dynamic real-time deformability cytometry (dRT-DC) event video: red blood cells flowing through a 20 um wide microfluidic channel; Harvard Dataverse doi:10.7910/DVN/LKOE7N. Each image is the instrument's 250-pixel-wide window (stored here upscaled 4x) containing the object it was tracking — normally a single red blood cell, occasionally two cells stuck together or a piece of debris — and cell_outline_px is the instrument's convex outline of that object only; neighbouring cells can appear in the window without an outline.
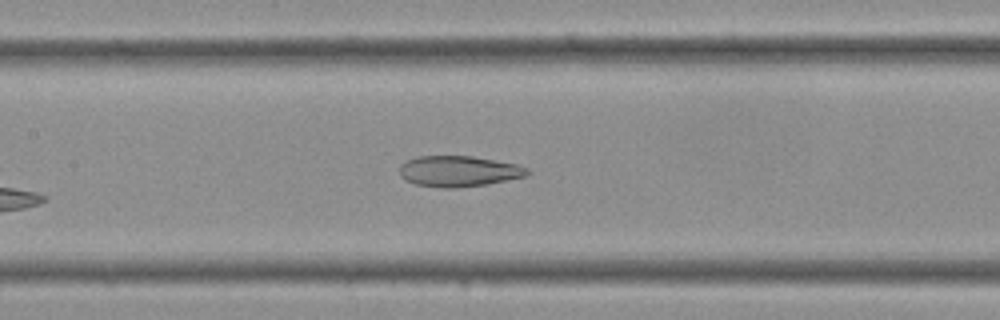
{"species": "Egyptian fruit bat (a non-hibernating species)", "species_latin": "Rousettus aegyptiacus", "temperature_condition": "cold", "stored_images_in_passage": 28, "camera_frame_rate_fps": 3000, "um_per_image_px": 0.085, "frame": {"image": 1, "passage_image": 9, "time_ms": 2.667, "image_size_px": [1000, 320], "cell_outline_px": [[528, 176], [488, 184], [456, 188], [440, 188], [416, 184], [404, 180], [400, 176], [400, 164], [404, 160], [416, 156], [472, 156], [516, 164], [528, 168]], "centroid_in_image_um": [38.95, 14.56], "position_along_channel_um": 168.4, "area_um2": 23.18}}
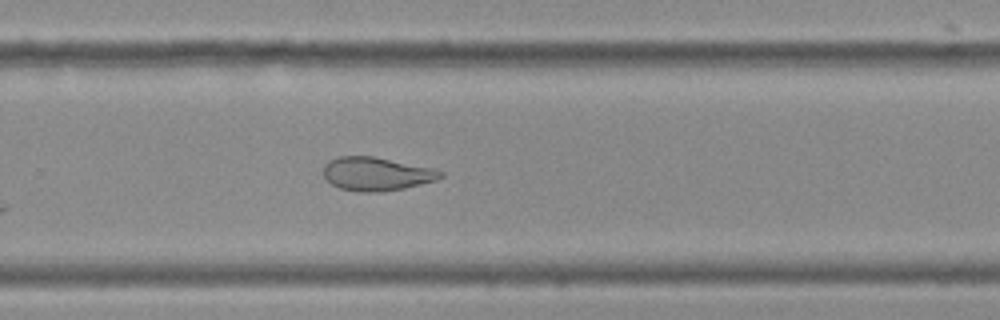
{"frame": {"image": 2, "passage_image": 16, "time_ms": 5.0, "image_size_px": [1000, 320], "cell_outline_px": [[444, 176], [436, 180], [404, 188], [380, 192], [356, 192], [340, 188], [332, 184], [324, 176], [324, 164], [328, 160], [336, 156], [372, 156], [432, 168], [444, 172]], "centroid_in_image_um": [31.97, 14.78], "position_along_channel_um": 297.8, "area_um2": 22.83}}